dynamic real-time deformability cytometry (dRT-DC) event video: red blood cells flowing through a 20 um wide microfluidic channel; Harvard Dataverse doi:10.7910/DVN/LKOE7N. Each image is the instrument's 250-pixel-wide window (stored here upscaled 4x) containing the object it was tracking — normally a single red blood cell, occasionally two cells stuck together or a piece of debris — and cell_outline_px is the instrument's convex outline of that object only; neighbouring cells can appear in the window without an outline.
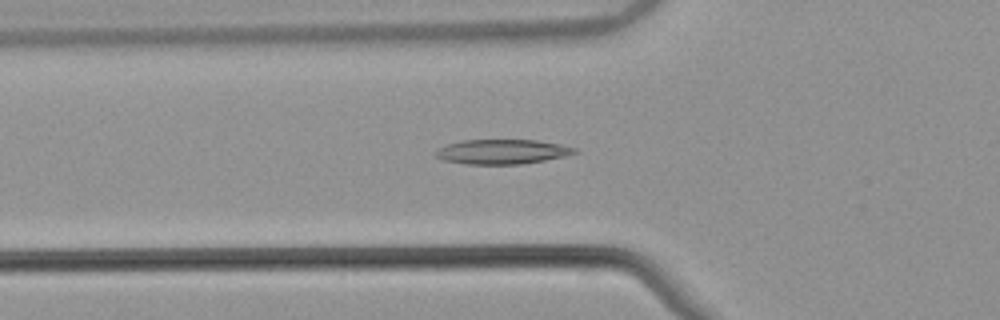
{"species": "common noctule bat (a hibernating species)", "species_latin": "Nyctalus noctula", "temperature_condition": "warm", "stored_images_in_passage": 52, "camera_frame_rate_fps": 3000, "um_per_image_px": 0.085, "animal": {"sex": "male", "body_mass_g": 21.5, "forearm_length_mm": 52.0}, "frame": {"image": 1, "passage_image": 18, "time_ms": 5.667, "image_size_px": [1000, 320], "cell_outline_px": [[580, 152], [564, 156], [544, 160], [520, 164], [468, 164], [444, 160], [436, 156], [432, 152], [448, 144], [464, 140], [536, 140], [560, 144], [576, 148]], "centroid_in_image_um": [42.7, 12.89], "position_along_channel_um": 83.1, "area_um2": 19.83}}
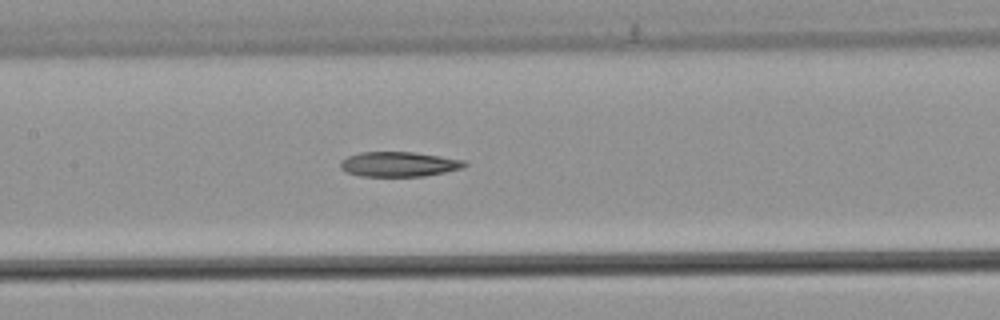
{"frame": {"image": 2, "passage_image": 25, "time_ms": 8.0, "image_size_px": [1000, 320], "cell_outline_px": [[468, 164], [460, 168], [444, 172], [424, 176], [360, 176], [348, 172], [340, 168], [340, 160], [348, 156], [360, 152], [412, 152], [464, 160]], "centroid_in_image_um": [33.86, 13.95], "position_along_channel_um": 173.5, "area_um2": 17.8}}
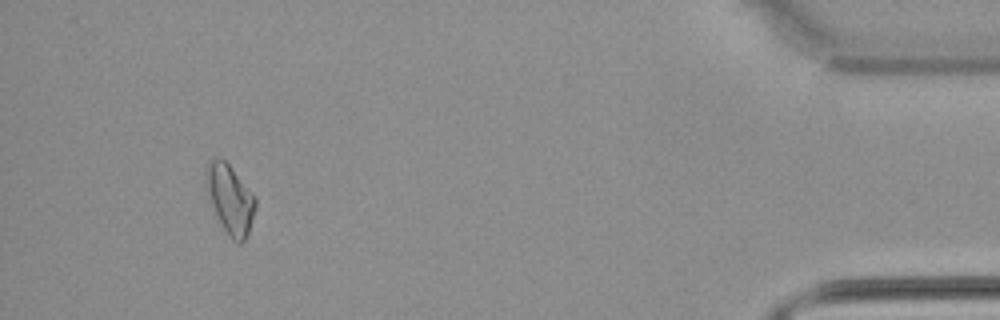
{"frame": {"image": 3, "passage_image": 49, "time_ms": 16.0, "image_size_px": [1000, 320], "cell_outline_px": [[256, 208], [248, 232], [244, 240], [240, 244], [236, 244], [232, 240], [224, 228], [212, 204], [204, 184], [204, 172], [208, 160], [220, 156], [232, 168], [256, 196]], "centroid_in_image_um": [19.55, 16.87], "position_along_channel_um": 415.7, "area_um2": 19.94}}